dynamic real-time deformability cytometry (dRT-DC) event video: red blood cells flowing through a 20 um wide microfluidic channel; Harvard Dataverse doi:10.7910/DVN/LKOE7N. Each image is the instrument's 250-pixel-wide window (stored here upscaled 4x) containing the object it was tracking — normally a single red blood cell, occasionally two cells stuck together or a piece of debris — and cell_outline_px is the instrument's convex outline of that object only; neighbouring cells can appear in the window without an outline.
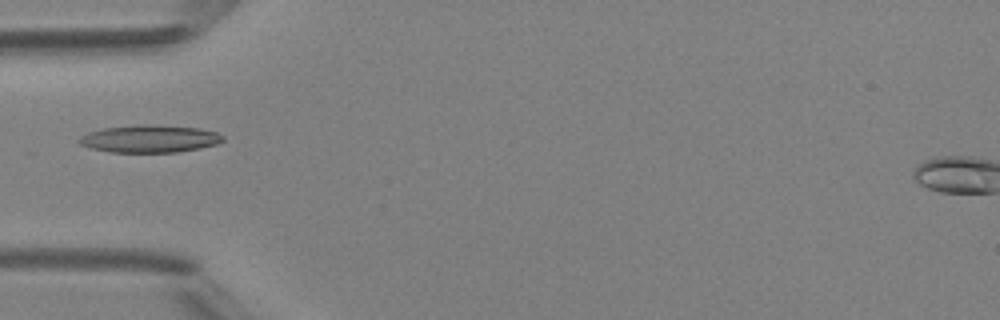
{"species": "Egyptian fruit bat (a non-hibernating species)", "species_latin": "Rousettus aegyptiacus", "temperature_condition": "room temperature", "stored_images_in_passage": 29, "camera_frame_rate_fps": 3000, "um_per_image_px": 0.085, "animal": {"sex": "female"}, "frame": {"image": 1, "passage_image": 1, "time_ms": 0.0, "image_size_px": [1000, 320], "cell_outline_px": [[224, 140], [216, 144], [200, 148], [176, 152], [108, 152], [92, 148], [80, 144], [76, 140], [80, 136], [88, 132], [104, 128], [136, 124], [148, 124], [200, 128], [216, 132], [224, 136]], "centroid_in_image_um": [12.7, 11.79], "position_along_channel_um": 72.3, "area_um2": 23.12}}
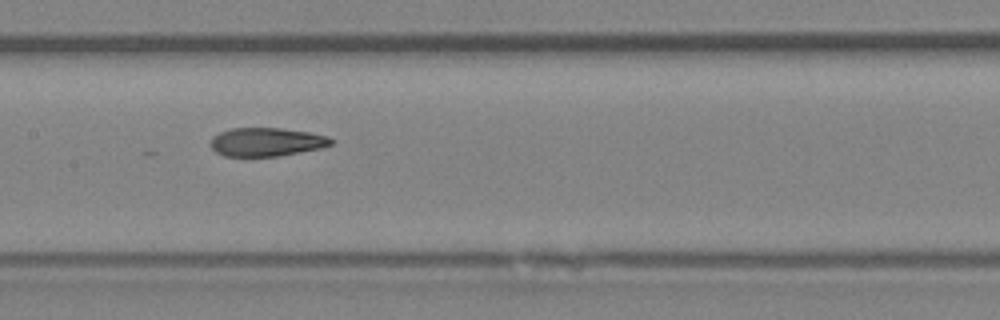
{"frame": {"image": 2, "passage_image": 9, "time_ms": 2.667, "image_size_px": [1000, 320], "cell_outline_px": [[332, 144], [320, 148], [276, 156], [224, 156], [216, 152], [212, 148], [212, 136], [228, 128], [280, 128], [308, 132], [328, 136], [332, 140]], "centroid_in_image_um": [22.62, 12.06], "position_along_channel_um": 184.8, "area_um2": 19.83}}
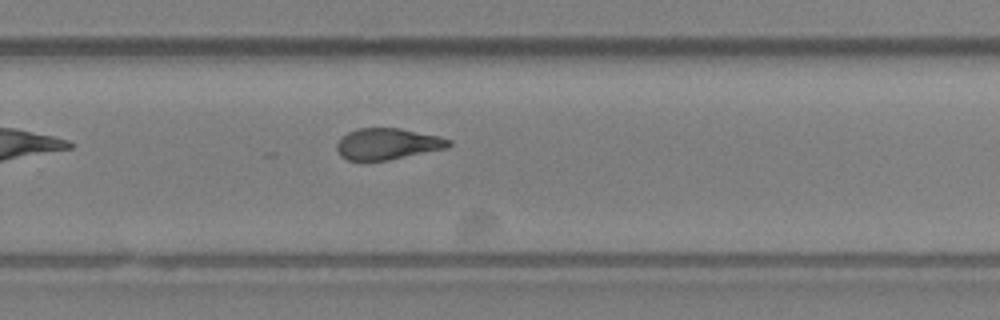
{"frame": {"image": 3, "passage_image": 17, "time_ms": 5.333, "image_size_px": [1000, 320], "cell_outline_px": [[452, 144], [448, 148], [388, 160], [348, 160], [340, 156], [336, 148], [336, 144], [340, 136], [356, 128], [400, 128], [436, 136], [452, 140]], "centroid_in_image_um": [32.91, 12.23], "position_along_channel_um": 296.9, "area_um2": 20.46}}